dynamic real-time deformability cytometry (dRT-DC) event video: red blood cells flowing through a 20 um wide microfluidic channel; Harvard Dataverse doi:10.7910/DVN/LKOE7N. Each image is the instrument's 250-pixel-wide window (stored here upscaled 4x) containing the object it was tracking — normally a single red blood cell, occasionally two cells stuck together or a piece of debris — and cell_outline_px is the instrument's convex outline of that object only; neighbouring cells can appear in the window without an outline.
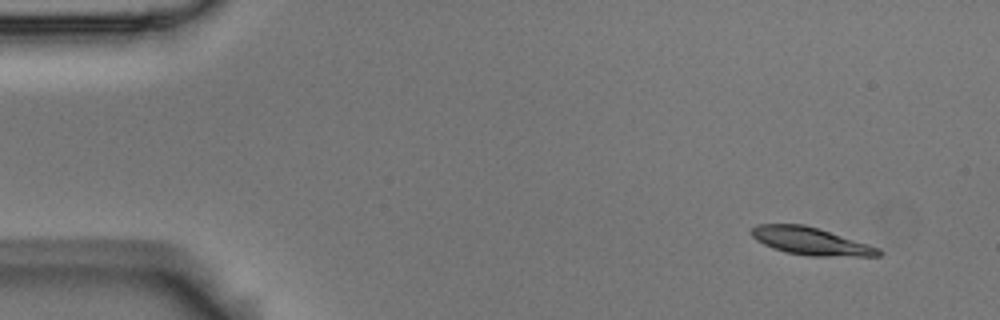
{"species": "Egyptian fruit bat (a non-hibernating species)", "species_latin": "Rousettus aegyptiacus", "temperature_condition": "room temperature", "stored_images_in_passage": 8, "camera_frame_rate_fps": 3000, "um_per_image_px": 0.085, "animal": {"sex": "male"}, "frame": {"image": 1, "passage_image": 1, "time_ms": 0.0, "image_size_px": [1000, 320], "cell_outline_px": [[884, 252], [880, 256], [808, 256], [784, 252], [772, 248], [756, 240], [748, 232], [756, 224], [804, 224], [868, 244], [880, 248]], "centroid_in_image_um": [68.88, 20.5], "position_along_channel_um": 16.1, "area_um2": 20.46}}
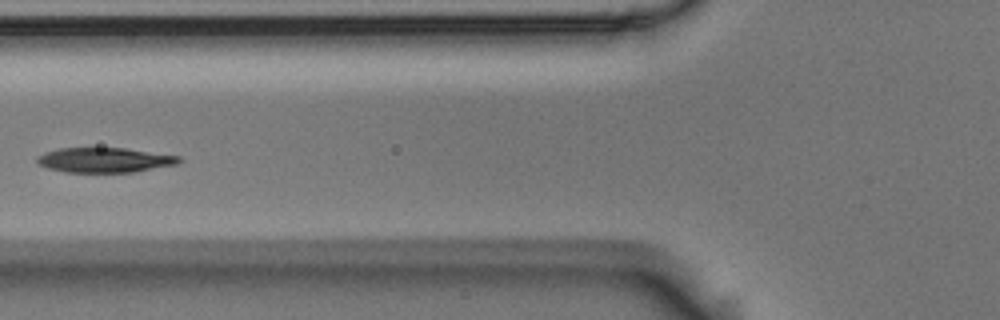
{"frame": {"image": 2, "passage_image": 5, "time_ms": 1.333, "image_size_px": [1000, 320], "cell_outline_px": [[184, 160], [176, 164], [136, 172], [64, 172], [48, 168], [36, 164], [36, 156], [44, 152], [60, 148], [124, 148], [180, 156]], "centroid_in_image_um": [8.86, 13.6], "position_along_channel_um": 116.9, "area_um2": 20.69}}
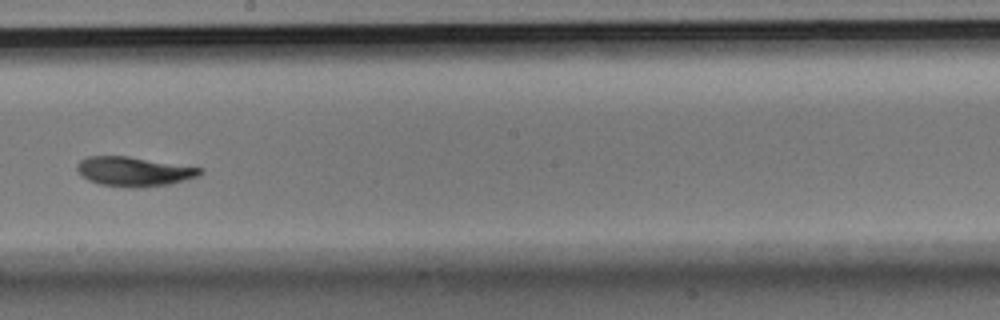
{"frame": {"image": 3, "passage_image": 8, "time_ms": 2.333, "image_size_px": [1000, 320], "cell_outline_px": [[204, 172], [200, 176], [172, 184], [140, 188], [128, 188], [100, 184], [88, 180], [76, 168], [76, 164], [80, 160], [88, 156], [128, 156], [204, 168]], "centroid_in_image_um": [11.44, 14.58], "position_along_channel_um": 236.8, "area_um2": 21.39}}